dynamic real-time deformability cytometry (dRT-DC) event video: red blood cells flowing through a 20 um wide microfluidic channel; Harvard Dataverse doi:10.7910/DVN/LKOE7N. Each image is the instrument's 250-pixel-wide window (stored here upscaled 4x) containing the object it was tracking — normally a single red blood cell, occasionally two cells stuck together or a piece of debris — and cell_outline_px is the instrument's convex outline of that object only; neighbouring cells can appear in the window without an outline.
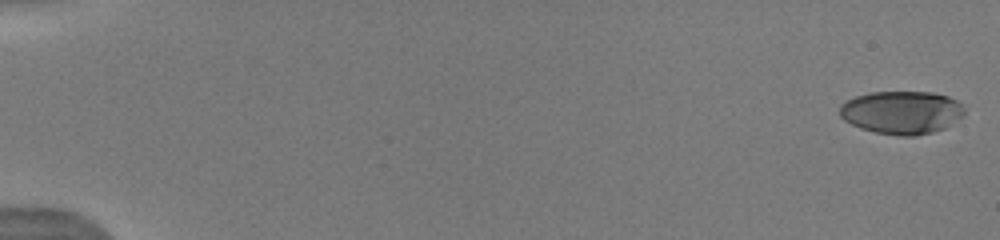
{"species": "human", "species_latin": "Homo sapiens", "temperature_condition": "warm", "stored_images_in_passage": 15, "camera_frame_rate_fps": 3000, "um_per_image_px": 0.085, "donor": {"sex": "male"}, "frame": {"image": 1, "passage_image": 1, "time_ms": 0.0, "image_size_px": [1000, 240], "cell_outline_px": [[964, 116], [944, 128], [932, 132], [916, 136], [900, 136], [876, 132], [860, 128], [844, 120], [840, 116], [840, 104], [856, 96], [872, 92], [932, 92], [948, 96], [956, 100], [960, 104], [964, 112]], "centroid_in_image_um": [76.64, 9.56], "position_along_channel_um": 8.4, "area_um2": 31.21}}
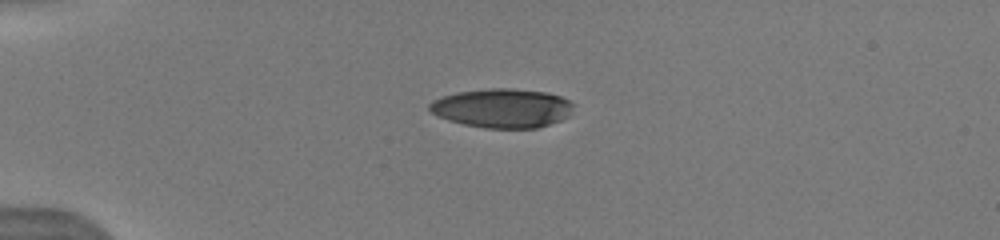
{"frame": {"image": 2, "passage_image": 11, "time_ms": 4.333, "image_size_px": [1000, 240], "cell_outline_px": [[576, 104], [568, 116], [560, 120], [536, 128], [484, 128], [464, 124], [448, 120], [436, 116], [428, 108], [428, 104], [432, 100], [456, 92], [488, 88], [512, 88], [548, 92], [560, 96]], "centroid_in_image_um": [42.69, 9.18], "position_along_channel_um": 42.3, "area_um2": 33.0}}
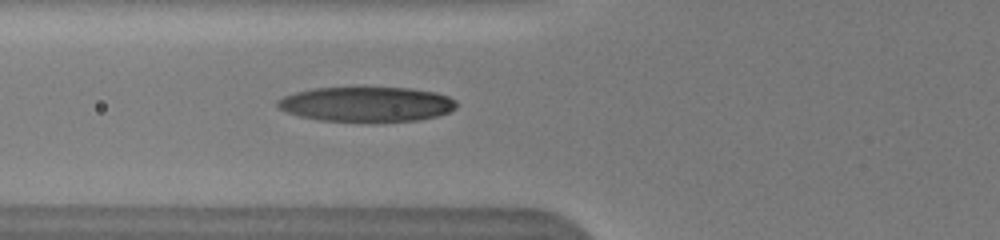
{"frame": {"image": 3, "passage_image": 15, "time_ms": 6.667, "image_size_px": [1000, 240], "cell_outline_px": [[456, 108], [448, 112], [436, 116], [420, 120], [320, 120], [300, 116], [288, 112], [280, 108], [276, 104], [276, 100], [284, 96], [296, 92], [312, 88], [412, 88], [436, 92], [448, 96], [456, 100]], "centroid_in_image_um": [31.17, 8.83], "position_along_channel_um": 94.6, "area_um2": 35.72}}